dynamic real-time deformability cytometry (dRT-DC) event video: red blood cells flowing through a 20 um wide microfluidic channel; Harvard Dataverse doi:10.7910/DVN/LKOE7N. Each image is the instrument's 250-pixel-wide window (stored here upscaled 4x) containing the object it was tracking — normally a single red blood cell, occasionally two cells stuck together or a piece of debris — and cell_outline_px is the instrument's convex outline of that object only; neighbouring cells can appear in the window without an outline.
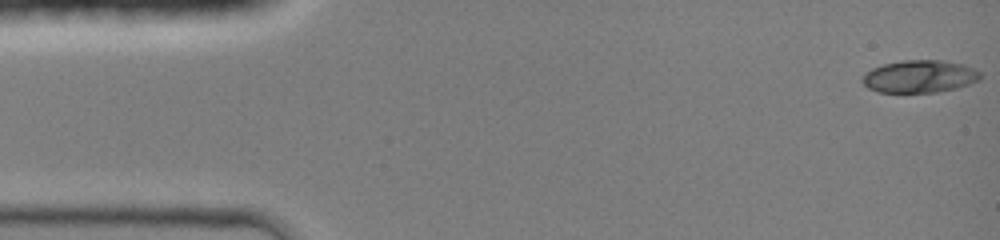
{"species": "common noctule bat (a hibernating species)", "species_latin": "Nyctalus noctula", "temperature_condition": "room temperature", "stored_images_in_passage": 44, "camera_frame_rate_fps": 3000, "um_per_image_px": 0.085, "animal": {"sex": "female", "body_mass_g": 19.0, "forearm_length_mm": 51.5}, "frame": {"image": 1, "passage_image": 1, "time_ms": 0.0, "image_size_px": [1000, 240], "cell_outline_px": [[980, 80], [956, 88], [936, 92], [876, 92], [868, 88], [860, 80], [864, 72], [872, 68], [884, 64], [900, 60], [944, 60], [964, 64], [980, 72]], "centroid_in_image_um": [78.13, 6.49], "position_along_channel_um": 6.9, "area_um2": 22.48}}
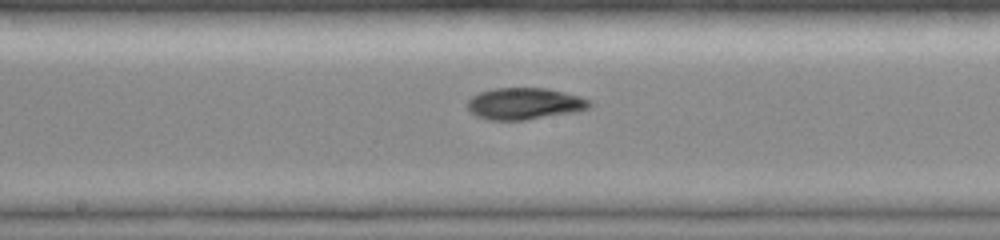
{"frame": {"image": 2, "passage_image": 23, "time_ms": 7.333, "image_size_px": [1000, 240], "cell_outline_px": [[592, 104], [588, 108], [580, 112], [524, 120], [488, 120], [476, 116], [464, 104], [472, 96], [480, 92], [492, 88], [548, 88], [580, 96], [592, 100]], "centroid_in_image_um": [44.61, 8.81], "position_along_channel_um": 203.6, "area_um2": 22.95}}
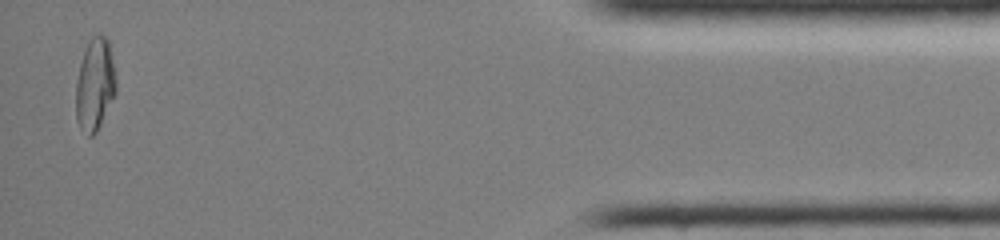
{"frame": {"image": 3, "passage_image": 43, "time_ms": 14.0, "image_size_px": [1000, 240], "cell_outline_px": [[116, 92], [96, 132], [92, 136], [88, 136], [80, 128], [76, 120], [76, 84], [80, 64], [88, 40], [92, 36], [104, 36], [108, 40], [116, 80]], "centroid_in_image_um": [8.05, 7.21], "position_along_channel_um": 427.1, "area_um2": 21.27}, "authors_computed_cell_mechanics": {"area_um2": 22.1085, "velocity_mm_per_s": 4.3236, "shape_relaxation_time_tau1_ms": 9.6549, "shape_relaxation_time_tau2_ms": 7.0735, "deformation_change_tau1": 0.279, "deformation_change_tau2": 0.0749}}